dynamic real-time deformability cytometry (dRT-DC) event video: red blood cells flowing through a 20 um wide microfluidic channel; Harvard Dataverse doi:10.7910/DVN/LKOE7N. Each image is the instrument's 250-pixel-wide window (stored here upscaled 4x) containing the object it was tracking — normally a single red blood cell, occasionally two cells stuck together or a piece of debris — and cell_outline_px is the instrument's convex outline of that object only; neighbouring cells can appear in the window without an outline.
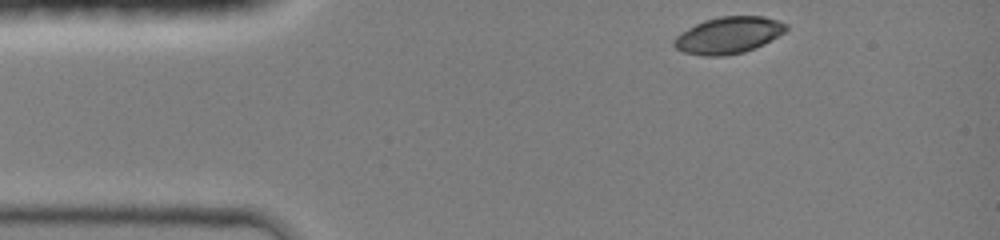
{"species": "common noctule bat (a hibernating species)", "species_latin": "Nyctalus noctula", "temperature_condition": "room temperature", "stored_images_in_passage": 37, "camera_frame_rate_fps": 3000, "um_per_image_px": 0.085, "animal": {"sex": "female", "body_mass_g": 19.0, "forearm_length_mm": 51.5}, "frame": {"image": 1, "passage_image": 1, "time_ms": 0.0, "image_size_px": [1000, 240], "cell_outline_px": [[788, 28], [784, 32], [764, 44], [744, 52], [724, 56], [704, 56], [684, 52], [676, 48], [672, 44], [672, 40], [680, 32], [704, 20], [720, 16], [764, 16], [788, 24]], "centroid_in_image_um": [61.9, 2.99], "position_along_channel_um": 23.1, "area_um2": 23.99}}
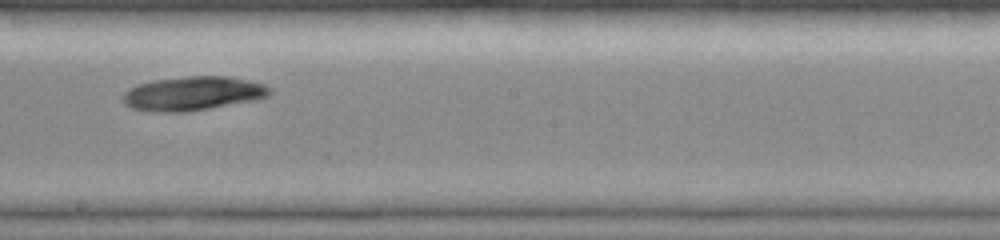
{"frame": {"image": 2, "passage_image": 22, "time_ms": 6.333, "image_size_px": [1000, 240], "cell_outline_px": [[272, 92], [268, 96], [256, 100], [188, 112], [156, 112], [132, 108], [124, 104], [124, 92], [128, 88], [136, 84], [152, 80], [188, 76], [228, 76], [252, 80], [264, 84], [272, 88]], "centroid_in_image_um": [16.43, 7.94], "position_along_channel_um": 231.8, "area_um2": 29.48}}
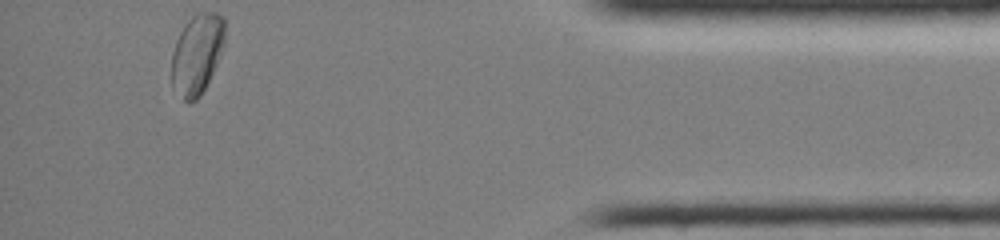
{"frame": {"image": 3, "passage_image": 37, "time_ms": 11.667, "image_size_px": [1000, 240], "cell_outline_px": [[224, 44], [216, 64], [200, 96], [196, 100], [188, 104], [172, 88], [172, 52], [176, 40], [184, 24], [196, 12], [216, 12], [224, 16]], "centroid_in_image_um": [16.73, 4.58], "position_along_channel_um": 418.5, "area_um2": 24.91}, "authors_computed_cell_mechanics": {"area_um2": 27.6862, "velocity_mm_per_s": 4.2302, "shape_relaxation_time_tau1_ms": 9.9548, "shape_relaxation_time_tau2_ms": null, "deformation_change_tau1": 0.1525, "deformation_change_tau2": null}}